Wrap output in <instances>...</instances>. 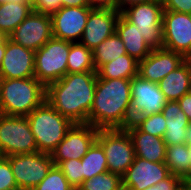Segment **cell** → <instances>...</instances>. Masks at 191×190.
Returning <instances> with one entry per match:
<instances>
[{"instance_id":"obj_7","label":"cell","mask_w":191,"mask_h":190,"mask_svg":"<svg viewBox=\"0 0 191 190\" xmlns=\"http://www.w3.org/2000/svg\"><path fill=\"white\" fill-rule=\"evenodd\" d=\"M96 141L103 148L108 171L123 176L135 159L128 132L125 129H99Z\"/></svg>"},{"instance_id":"obj_30","label":"cell","mask_w":191,"mask_h":190,"mask_svg":"<svg viewBox=\"0 0 191 190\" xmlns=\"http://www.w3.org/2000/svg\"><path fill=\"white\" fill-rule=\"evenodd\" d=\"M142 132L163 138L166 131V119L163 114L135 116L132 121Z\"/></svg>"},{"instance_id":"obj_43","label":"cell","mask_w":191,"mask_h":190,"mask_svg":"<svg viewBox=\"0 0 191 190\" xmlns=\"http://www.w3.org/2000/svg\"><path fill=\"white\" fill-rule=\"evenodd\" d=\"M6 2L23 3V2H30V1L29 0H0V4H4Z\"/></svg>"},{"instance_id":"obj_1","label":"cell","mask_w":191,"mask_h":190,"mask_svg":"<svg viewBox=\"0 0 191 190\" xmlns=\"http://www.w3.org/2000/svg\"><path fill=\"white\" fill-rule=\"evenodd\" d=\"M96 84V71L66 74L46 86V101L73 124H87Z\"/></svg>"},{"instance_id":"obj_8","label":"cell","mask_w":191,"mask_h":190,"mask_svg":"<svg viewBox=\"0 0 191 190\" xmlns=\"http://www.w3.org/2000/svg\"><path fill=\"white\" fill-rule=\"evenodd\" d=\"M163 11L162 4L148 1L131 5L121 14L137 27L152 49H158L163 47Z\"/></svg>"},{"instance_id":"obj_11","label":"cell","mask_w":191,"mask_h":190,"mask_svg":"<svg viewBox=\"0 0 191 190\" xmlns=\"http://www.w3.org/2000/svg\"><path fill=\"white\" fill-rule=\"evenodd\" d=\"M8 37L36 52L53 37L51 16L32 11Z\"/></svg>"},{"instance_id":"obj_45","label":"cell","mask_w":191,"mask_h":190,"mask_svg":"<svg viewBox=\"0 0 191 190\" xmlns=\"http://www.w3.org/2000/svg\"><path fill=\"white\" fill-rule=\"evenodd\" d=\"M149 0H131V5L148 2Z\"/></svg>"},{"instance_id":"obj_21","label":"cell","mask_w":191,"mask_h":190,"mask_svg":"<svg viewBox=\"0 0 191 190\" xmlns=\"http://www.w3.org/2000/svg\"><path fill=\"white\" fill-rule=\"evenodd\" d=\"M115 32L124 43L126 53L138 62L146 58L153 50L144 40L137 27L121 13L116 22Z\"/></svg>"},{"instance_id":"obj_40","label":"cell","mask_w":191,"mask_h":190,"mask_svg":"<svg viewBox=\"0 0 191 190\" xmlns=\"http://www.w3.org/2000/svg\"><path fill=\"white\" fill-rule=\"evenodd\" d=\"M115 2L116 10L120 13L127 7L131 6V0H115Z\"/></svg>"},{"instance_id":"obj_50","label":"cell","mask_w":191,"mask_h":190,"mask_svg":"<svg viewBox=\"0 0 191 190\" xmlns=\"http://www.w3.org/2000/svg\"><path fill=\"white\" fill-rule=\"evenodd\" d=\"M1 77H0V89H1ZM0 114H1V102H0Z\"/></svg>"},{"instance_id":"obj_24","label":"cell","mask_w":191,"mask_h":190,"mask_svg":"<svg viewBox=\"0 0 191 190\" xmlns=\"http://www.w3.org/2000/svg\"><path fill=\"white\" fill-rule=\"evenodd\" d=\"M165 164L171 174L186 182L191 177L189 146L187 144L167 146Z\"/></svg>"},{"instance_id":"obj_26","label":"cell","mask_w":191,"mask_h":190,"mask_svg":"<svg viewBox=\"0 0 191 190\" xmlns=\"http://www.w3.org/2000/svg\"><path fill=\"white\" fill-rule=\"evenodd\" d=\"M125 54L127 53L124 43L117 33L114 32L93 50V63L95 65V70L97 71L102 65Z\"/></svg>"},{"instance_id":"obj_19","label":"cell","mask_w":191,"mask_h":190,"mask_svg":"<svg viewBox=\"0 0 191 190\" xmlns=\"http://www.w3.org/2000/svg\"><path fill=\"white\" fill-rule=\"evenodd\" d=\"M125 130L131 137L136 157L154 163H165L167 145L163 138L142 132L133 122Z\"/></svg>"},{"instance_id":"obj_37","label":"cell","mask_w":191,"mask_h":190,"mask_svg":"<svg viewBox=\"0 0 191 190\" xmlns=\"http://www.w3.org/2000/svg\"><path fill=\"white\" fill-rule=\"evenodd\" d=\"M88 7L100 10H116L115 0H87Z\"/></svg>"},{"instance_id":"obj_39","label":"cell","mask_w":191,"mask_h":190,"mask_svg":"<svg viewBox=\"0 0 191 190\" xmlns=\"http://www.w3.org/2000/svg\"><path fill=\"white\" fill-rule=\"evenodd\" d=\"M62 7H86L87 0H60Z\"/></svg>"},{"instance_id":"obj_10","label":"cell","mask_w":191,"mask_h":190,"mask_svg":"<svg viewBox=\"0 0 191 190\" xmlns=\"http://www.w3.org/2000/svg\"><path fill=\"white\" fill-rule=\"evenodd\" d=\"M98 131L90 124H73L51 153L54 165L70 159L81 160L96 141Z\"/></svg>"},{"instance_id":"obj_9","label":"cell","mask_w":191,"mask_h":190,"mask_svg":"<svg viewBox=\"0 0 191 190\" xmlns=\"http://www.w3.org/2000/svg\"><path fill=\"white\" fill-rule=\"evenodd\" d=\"M18 189L33 190L45 179L54 163L51 154L35 152L7 156Z\"/></svg>"},{"instance_id":"obj_15","label":"cell","mask_w":191,"mask_h":190,"mask_svg":"<svg viewBox=\"0 0 191 190\" xmlns=\"http://www.w3.org/2000/svg\"><path fill=\"white\" fill-rule=\"evenodd\" d=\"M170 174L165 163H154L135 156L134 162L122 176L123 190H145Z\"/></svg>"},{"instance_id":"obj_36","label":"cell","mask_w":191,"mask_h":190,"mask_svg":"<svg viewBox=\"0 0 191 190\" xmlns=\"http://www.w3.org/2000/svg\"><path fill=\"white\" fill-rule=\"evenodd\" d=\"M163 8L164 10L189 14L191 12V0H167Z\"/></svg>"},{"instance_id":"obj_41","label":"cell","mask_w":191,"mask_h":190,"mask_svg":"<svg viewBox=\"0 0 191 190\" xmlns=\"http://www.w3.org/2000/svg\"><path fill=\"white\" fill-rule=\"evenodd\" d=\"M186 144L188 146H191V123H189V126L186 130Z\"/></svg>"},{"instance_id":"obj_27","label":"cell","mask_w":191,"mask_h":190,"mask_svg":"<svg viewBox=\"0 0 191 190\" xmlns=\"http://www.w3.org/2000/svg\"><path fill=\"white\" fill-rule=\"evenodd\" d=\"M96 71L93 63V51L80 42H70L67 59V74Z\"/></svg>"},{"instance_id":"obj_16","label":"cell","mask_w":191,"mask_h":190,"mask_svg":"<svg viewBox=\"0 0 191 190\" xmlns=\"http://www.w3.org/2000/svg\"><path fill=\"white\" fill-rule=\"evenodd\" d=\"M35 52L6 39V51L0 66L2 79H22L35 77Z\"/></svg>"},{"instance_id":"obj_51","label":"cell","mask_w":191,"mask_h":190,"mask_svg":"<svg viewBox=\"0 0 191 190\" xmlns=\"http://www.w3.org/2000/svg\"><path fill=\"white\" fill-rule=\"evenodd\" d=\"M190 160H191V146H189Z\"/></svg>"},{"instance_id":"obj_28","label":"cell","mask_w":191,"mask_h":190,"mask_svg":"<svg viewBox=\"0 0 191 190\" xmlns=\"http://www.w3.org/2000/svg\"><path fill=\"white\" fill-rule=\"evenodd\" d=\"M81 163L83 166L82 182L108 171L106 156L97 141L88 149L87 154L81 159Z\"/></svg>"},{"instance_id":"obj_25","label":"cell","mask_w":191,"mask_h":190,"mask_svg":"<svg viewBox=\"0 0 191 190\" xmlns=\"http://www.w3.org/2000/svg\"><path fill=\"white\" fill-rule=\"evenodd\" d=\"M32 11V2L0 4V30L9 36Z\"/></svg>"},{"instance_id":"obj_3","label":"cell","mask_w":191,"mask_h":190,"mask_svg":"<svg viewBox=\"0 0 191 190\" xmlns=\"http://www.w3.org/2000/svg\"><path fill=\"white\" fill-rule=\"evenodd\" d=\"M46 101V86L35 77L1 79V113L27 117Z\"/></svg>"},{"instance_id":"obj_38","label":"cell","mask_w":191,"mask_h":190,"mask_svg":"<svg viewBox=\"0 0 191 190\" xmlns=\"http://www.w3.org/2000/svg\"><path fill=\"white\" fill-rule=\"evenodd\" d=\"M178 104L182 111L186 114L189 122L191 123V92L185 94L178 100Z\"/></svg>"},{"instance_id":"obj_42","label":"cell","mask_w":191,"mask_h":190,"mask_svg":"<svg viewBox=\"0 0 191 190\" xmlns=\"http://www.w3.org/2000/svg\"><path fill=\"white\" fill-rule=\"evenodd\" d=\"M5 51H6V40L3 43H0V66L5 54Z\"/></svg>"},{"instance_id":"obj_44","label":"cell","mask_w":191,"mask_h":190,"mask_svg":"<svg viewBox=\"0 0 191 190\" xmlns=\"http://www.w3.org/2000/svg\"><path fill=\"white\" fill-rule=\"evenodd\" d=\"M7 38L8 36L0 30V43H3Z\"/></svg>"},{"instance_id":"obj_33","label":"cell","mask_w":191,"mask_h":190,"mask_svg":"<svg viewBox=\"0 0 191 190\" xmlns=\"http://www.w3.org/2000/svg\"><path fill=\"white\" fill-rule=\"evenodd\" d=\"M18 189L7 157L0 156V190Z\"/></svg>"},{"instance_id":"obj_47","label":"cell","mask_w":191,"mask_h":190,"mask_svg":"<svg viewBox=\"0 0 191 190\" xmlns=\"http://www.w3.org/2000/svg\"><path fill=\"white\" fill-rule=\"evenodd\" d=\"M149 1L157 2V3L164 5L167 0H149Z\"/></svg>"},{"instance_id":"obj_2","label":"cell","mask_w":191,"mask_h":190,"mask_svg":"<svg viewBox=\"0 0 191 190\" xmlns=\"http://www.w3.org/2000/svg\"><path fill=\"white\" fill-rule=\"evenodd\" d=\"M131 80L97 77L87 124L97 129H125L131 123Z\"/></svg>"},{"instance_id":"obj_22","label":"cell","mask_w":191,"mask_h":190,"mask_svg":"<svg viewBox=\"0 0 191 190\" xmlns=\"http://www.w3.org/2000/svg\"><path fill=\"white\" fill-rule=\"evenodd\" d=\"M158 86L167 101H178L189 93L191 88V67L189 63L185 61L176 70L171 71L158 83Z\"/></svg>"},{"instance_id":"obj_23","label":"cell","mask_w":191,"mask_h":190,"mask_svg":"<svg viewBox=\"0 0 191 190\" xmlns=\"http://www.w3.org/2000/svg\"><path fill=\"white\" fill-rule=\"evenodd\" d=\"M139 62L128 54L102 65L96 72L101 79H133L138 76Z\"/></svg>"},{"instance_id":"obj_5","label":"cell","mask_w":191,"mask_h":190,"mask_svg":"<svg viewBox=\"0 0 191 190\" xmlns=\"http://www.w3.org/2000/svg\"><path fill=\"white\" fill-rule=\"evenodd\" d=\"M70 42L52 37L35 52L34 73L45 86L62 79L67 74Z\"/></svg>"},{"instance_id":"obj_46","label":"cell","mask_w":191,"mask_h":190,"mask_svg":"<svg viewBox=\"0 0 191 190\" xmlns=\"http://www.w3.org/2000/svg\"><path fill=\"white\" fill-rule=\"evenodd\" d=\"M177 190H190L187 183L184 182Z\"/></svg>"},{"instance_id":"obj_18","label":"cell","mask_w":191,"mask_h":190,"mask_svg":"<svg viewBox=\"0 0 191 190\" xmlns=\"http://www.w3.org/2000/svg\"><path fill=\"white\" fill-rule=\"evenodd\" d=\"M120 12L117 10L93 9L88 16L81 44L93 51L102 41L115 32Z\"/></svg>"},{"instance_id":"obj_12","label":"cell","mask_w":191,"mask_h":190,"mask_svg":"<svg viewBox=\"0 0 191 190\" xmlns=\"http://www.w3.org/2000/svg\"><path fill=\"white\" fill-rule=\"evenodd\" d=\"M163 47L187 58L191 54V17L189 14L163 11Z\"/></svg>"},{"instance_id":"obj_49","label":"cell","mask_w":191,"mask_h":190,"mask_svg":"<svg viewBox=\"0 0 191 190\" xmlns=\"http://www.w3.org/2000/svg\"><path fill=\"white\" fill-rule=\"evenodd\" d=\"M186 61L189 63V65L191 67V54L186 58Z\"/></svg>"},{"instance_id":"obj_48","label":"cell","mask_w":191,"mask_h":190,"mask_svg":"<svg viewBox=\"0 0 191 190\" xmlns=\"http://www.w3.org/2000/svg\"><path fill=\"white\" fill-rule=\"evenodd\" d=\"M189 189L191 190V177L186 181Z\"/></svg>"},{"instance_id":"obj_31","label":"cell","mask_w":191,"mask_h":190,"mask_svg":"<svg viewBox=\"0 0 191 190\" xmlns=\"http://www.w3.org/2000/svg\"><path fill=\"white\" fill-rule=\"evenodd\" d=\"M33 190H75L57 166L49 170L47 176Z\"/></svg>"},{"instance_id":"obj_35","label":"cell","mask_w":191,"mask_h":190,"mask_svg":"<svg viewBox=\"0 0 191 190\" xmlns=\"http://www.w3.org/2000/svg\"><path fill=\"white\" fill-rule=\"evenodd\" d=\"M183 183L184 181L181 178L170 174L166 179L145 190H177Z\"/></svg>"},{"instance_id":"obj_32","label":"cell","mask_w":191,"mask_h":190,"mask_svg":"<svg viewBox=\"0 0 191 190\" xmlns=\"http://www.w3.org/2000/svg\"><path fill=\"white\" fill-rule=\"evenodd\" d=\"M63 172L71 186L77 190L82 184V163L81 160L70 159L62 161L57 165Z\"/></svg>"},{"instance_id":"obj_29","label":"cell","mask_w":191,"mask_h":190,"mask_svg":"<svg viewBox=\"0 0 191 190\" xmlns=\"http://www.w3.org/2000/svg\"><path fill=\"white\" fill-rule=\"evenodd\" d=\"M77 190H123L122 176L109 171L103 172L84 180Z\"/></svg>"},{"instance_id":"obj_17","label":"cell","mask_w":191,"mask_h":190,"mask_svg":"<svg viewBox=\"0 0 191 190\" xmlns=\"http://www.w3.org/2000/svg\"><path fill=\"white\" fill-rule=\"evenodd\" d=\"M185 61L183 55L174 51L164 48L153 49L146 58L139 61L138 75L144 80L159 83Z\"/></svg>"},{"instance_id":"obj_34","label":"cell","mask_w":191,"mask_h":190,"mask_svg":"<svg viewBox=\"0 0 191 190\" xmlns=\"http://www.w3.org/2000/svg\"><path fill=\"white\" fill-rule=\"evenodd\" d=\"M32 7L34 12L52 16L62 8L60 0H33Z\"/></svg>"},{"instance_id":"obj_4","label":"cell","mask_w":191,"mask_h":190,"mask_svg":"<svg viewBox=\"0 0 191 190\" xmlns=\"http://www.w3.org/2000/svg\"><path fill=\"white\" fill-rule=\"evenodd\" d=\"M37 150L51 154L62 142L73 123L57 112L47 101L34 109L28 116Z\"/></svg>"},{"instance_id":"obj_20","label":"cell","mask_w":191,"mask_h":190,"mask_svg":"<svg viewBox=\"0 0 191 190\" xmlns=\"http://www.w3.org/2000/svg\"><path fill=\"white\" fill-rule=\"evenodd\" d=\"M161 113L166 119V131L163 136L165 144H186V130L190 122L178 101H167Z\"/></svg>"},{"instance_id":"obj_13","label":"cell","mask_w":191,"mask_h":190,"mask_svg":"<svg viewBox=\"0 0 191 190\" xmlns=\"http://www.w3.org/2000/svg\"><path fill=\"white\" fill-rule=\"evenodd\" d=\"M131 98V122L135 116L162 112L167 103L158 83L144 80L139 75L131 79Z\"/></svg>"},{"instance_id":"obj_6","label":"cell","mask_w":191,"mask_h":190,"mask_svg":"<svg viewBox=\"0 0 191 190\" xmlns=\"http://www.w3.org/2000/svg\"><path fill=\"white\" fill-rule=\"evenodd\" d=\"M28 118L0 114V156L37 152Z\"/></svg>"},{"instance_id":"obj_14","label":"cell","mask_w":191,"mask_h":190,"mask_svg":"<svg viewBox=\"0 0 191 190\" xmlns=\"http://www.w3.org/2000/svg\"><path fill=\"white\" fill-rule=\"evenodd\" d=\"M90 7H62L51 16L53 37L71 43L79 42L92 11Z\"/></svg>"}]
</instances>
